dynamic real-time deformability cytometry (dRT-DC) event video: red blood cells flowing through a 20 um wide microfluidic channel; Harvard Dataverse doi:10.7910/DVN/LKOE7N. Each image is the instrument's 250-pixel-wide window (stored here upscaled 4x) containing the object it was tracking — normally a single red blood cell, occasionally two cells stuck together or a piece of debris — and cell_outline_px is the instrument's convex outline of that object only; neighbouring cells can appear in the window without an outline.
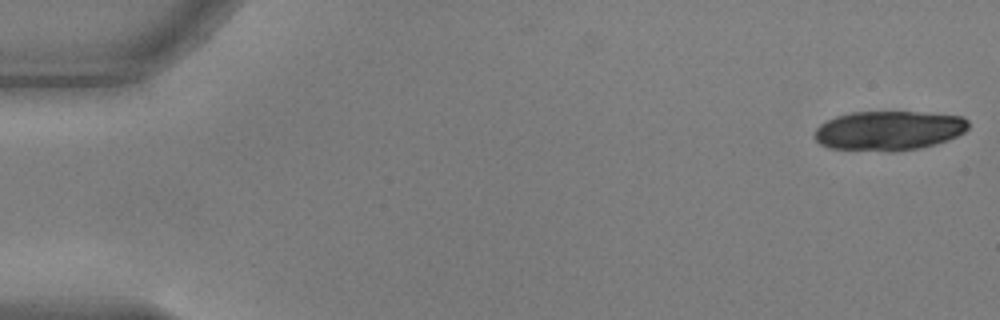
{"species": "common noctule bat (a hibernating species)", "species_latin": "Nyctalus noctula", "temperature_condition": "warm", "stored_images_in_passage": 18, "camera_frame_rate_fps": 3000, "um_per_image_px": 0.085, "animal": {"sex": "male", "body_mass_g": 17.9, "forearm_length_mm": 54.2}, "frame": {"image": 1, "passage_image": 1, "time_ms": 0.0, "image_size_px": [1000, 320], "cell_outline_px": [[968, 128], [964, 132], [956, 136], [936, 144], [920, 148], [892, 152], [888, 152], [828, 148], [820, 144], [812, 136], [816, 128], [820, 124], [836, 116], [852, 112], [916, 112], [964, 116], [968, 120]], "centroid_in_image_um": [75.52, 11.11], "position_along_channel_um": 9.5, "area_um2": 35.66}}